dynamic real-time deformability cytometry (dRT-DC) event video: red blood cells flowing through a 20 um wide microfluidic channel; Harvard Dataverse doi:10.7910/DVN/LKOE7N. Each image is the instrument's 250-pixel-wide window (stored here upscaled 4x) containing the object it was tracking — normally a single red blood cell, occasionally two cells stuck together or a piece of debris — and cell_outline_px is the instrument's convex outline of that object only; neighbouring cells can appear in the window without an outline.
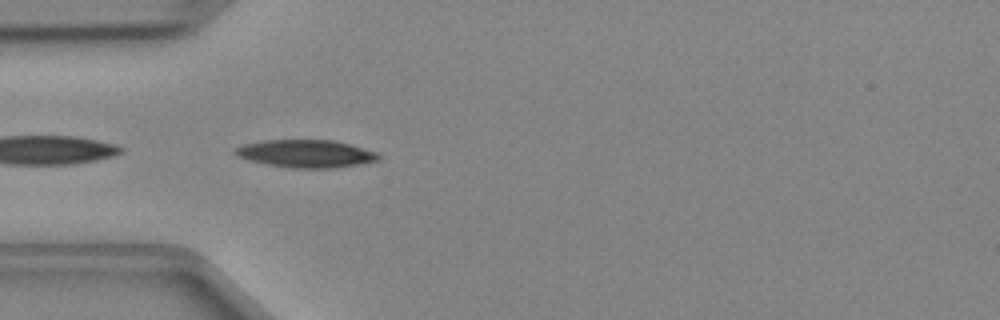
{"species": "Egyptian fruit bat (a non-hibernating species)", "species_latin": "Rousettus aegyptiacus", "temperature_condition": "cold", "stored_images_in_passage": 7, "camera_frame_rate_fps": 3000, "um_per_image_px": 0.085, "animal": {"sex": "female"}, "frame": {"image": 1, "passage_image": 1, "time_ms": 0.0, "image_size_px": [1000, 320], "cell_outline_px": [[380, 160], [332, 168], [288, 168], [264, 164], [248, 160], [236, 156], [232, 152], [236, 148], [244, 144], [264, 140], [332, 140], [348, 144], [376, 152], [380, 156]], "centroid_in_image_um": [25.93, 13.06], "position_along_channel_um": 59.1, "area_um2": 23.06}}
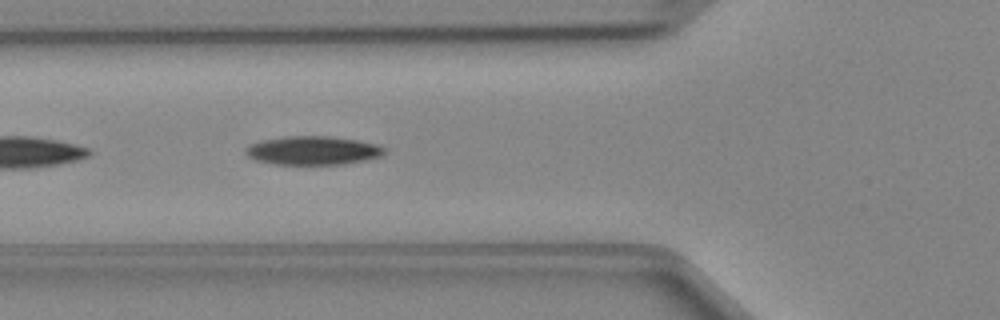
{"frame": {"image": 2, "passage_image": 4, "time_ms": 1.0, "image_size_px": [1000, 320], "cell_outline_px": [[388, 148], [380, 156], [364, 160], [344, 164], [272, 164], [256, 160], [248, 156], [244, 152], [244, 148], [260, 140], [284, 136], [328, 136], [356, 140], [376, 144]], "centroid_in_image_um": [26.56, 12.79], "position_along_channel_um": 99.2, "area_um2": 23.18}}